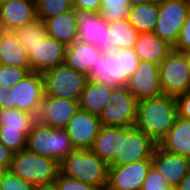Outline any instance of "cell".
<instances>
[{
    "mask_svg": "<svg viewBox=\"0 0 190 190\" xmlns=\"http://www.w3.org/2000/svg\"><path fill=\"white\" fill-rule=\"evenodd\" d=\"M177 117L175 97L162 94L138 101L134 126L158 144L175 124Z\"/></svg>",
    "mask_w": 190,
    "mask_h": 190,
    "instance_id": "1",
    "label": "cell"
},
{
    "mask_svg": "<svg viewBox=\"0 0 190 190\" xmlns=\"http://www.w3.org/2000/svg\"><path fill=\"white\" fill-rule=\"evenodd\" d=\"M26 149L41 156L54 159L59 163L76 150L66 129L53 128L39 121L27 136Z\"/></svg>",
    "mask_w": 190,
    "mask_h": 190,
    "instance_id": "5",
    "label": "cell"
},
{
    "mask_svg": "<svg viewBox=\"0 0 190 190\" xmlns=\"http://www.w3.org/2000/svg\"><path fill=\"white\" fill-rule=\"evenodd\" d=\"M178 116L190 120V90L175 97Z\"/></svg>",
    "mask_w": 190,
    "mask_h": 190,
    "instance_id": "39",
    "label": "cell"
},
{
    "mask_svg": "<svg viewBox=\"0 0 190 190\" xmlns=\"http://www.w3.org/2000/svg\"><path fill=\"white\" fill-rule=\"evenodd\" d=\"M129 0H101L99 14L107 22H115L128 19Z\"/></svg>",
    "mask_w": 190,
    "mask_h": 190,
    "instance_id": "31",
    "label": "cell"
},
{
    "mask_svg": "<svg viewBox=\"0 0 190 190\" xmlns=\"http://www.w3.org/2000/svg\"><path fill=\"white\" fill-rule=\"evenodd\" d=\"M44 94L43 73L31 71L10 89L0 86V109L16 108L38 116Z\"/></svg>",
    "mask_w": 190,
    "mask_h": 190,
    "instance_id": "4",
    "label": "cell"
},
{
    "mask_svg": "<svg viewBox=\"0 0 190 190\" xmlns=\"http://www.w3.org/2000/svg\"><path fill=\"white\" fill-rule=\"evenodd\" d=\"M35 185L8 170L0 177V190H34Z\"/></svg>",
    "mask_w": 190,
    "mask_h": 190,
    "instance_id": "36",
    "label": "cell"
},
{
    "mask_svg": "<svg viewBox=\"0 0 190 190\" xmlns=\"http://www.w3.org/2000/svg\"><path fill=\"white\" fill-rule=\"evenodd\" d=\"M141 190H174V188L171 187L160 172L151 165Z\"/></svg>",
    "mask_w": 190,
    "mask_h": 190,
    "instance_id": "35",
    "label": "cell"
},
{
    "mask_svg": "<svg viewBox=\"0 0 190 190\" xmlns=\"http://www.w3.org/2000/svg\"><path fill=\"white\" fill-rule=\"evenodd\" d=\"M113 50L133 48L139 31L128 19L108 23Z\"/></svg>",
    "mask_w": 190,
    "mask_h": 190,
    "instance_id": "29",
    "label": "cell"
},
{
    "mask_svg": "<svg viewBox=\"0 0 190 190\" xmlns=\"http://www.w3.org/2000/svg\"><path fill=\"white\" fill-rule=\"evenodd\" d=\"M72 8H80L93 13H99L101 0H72Z\"/></svg>",
    "mask_w": 190,
    "mask_h": 190,
    "instance_id": "40",
    "label": "cell"
},
{
    "mask_svg": "<svg viewBox=\"0 0 190 190\" xmlns=\"http://www.w3.org/2000/svg\"><path fill=\"white\" fill-rule=\"evenodd\" d=\"M44 96L79 101L88 77L65 64L48 69L43 73Z\"/></svg>",
    "mask_w": 190,
    "mask_h": 190,
    "instance_id": "7",
    "label": "cell"
},
{
    "mask_svg": "<svg viewBox=\"0 0 190 190\" xmlns=\"http://www.w3.org/2000/svg\"><path fill=\"white\" fill-rule=\"evenodd\" d=\"M159 81L162 93L178 96L190 90V69L185 54L172 50L159 64Z\"/></svg>",
    "mask_w": 190,
    "mask_h": 190,
    "instance_id": "8",
    "label": "cell"
},
{
    "mask_svg": "<svg viewBox=\"0 0 190 190\" xmlns=\"http://www.w3.org/2000/svg\"><path fill=\"white\" fill-rule=\"evenodd\" d=\"M0 142L14 153L27 147V137L20 130L5 129V126H0Z\"/></svg>",
    "mask_w": 190,
    "mask_h": 190,
    "instance_id": "33",
    "label": "cell"
},
{
    "mask_svg": "<svg viewBox=\"0 0 190 190\" xmlns=\"http://www.w3.org/2000/svg\"><path fill=\"white\" fill-rule=\"evenodd\" d=\"M189 9L188 0L159 1V14L153 33L174 48Z\"/></svg>",
    "mask_w": 190,
    "mask_h": 190,
    "instance_id": "10",
    "label": "cell"
},
{
    "mask_svg": "<svg viewBox=\"0 0 190 190\" xmlns=\"http://www.w3.org/2000/svg\"><path fill=\"white\" fill-rule=\"evenodd\" d=\"M38 122L36 114L12 109H0V126L5 129L20 130L26 137Z\"/></svg>",
    "mask_w": 190,
    "mask_h": 190,
    "instance_id": "28",
    "label": "cell"
},
{
    "mask_svg": "<svg viewBox=\"0 0 190 190\" xmlns=\"http://www.w3.org/2000/svg\"><path fill=\"white\" fill-rule=\"evenodd\" d=\"M8 170L9 168L4 163L0 162V177L4 175Z\"/></svg>",
    "mask_w": 190,
    "mask_h": 190,
    "instance_id": "45",
    "label": "cell"
},
{
    "mask_svg": "<svg viewBox=\"0 0 190 190\" xmlns=\"http://www.w3.org/2000/svg\"><path fill=\"white\" fill-rule=\"evenodd\" d=\"M158 144L168 152L190 159V120L178 116L175 124Z\"/></svg>",
    "mask_w": 190,
    "mask_h": 190,
    "instance_id": "23",
    "label": "cell"
},
{
    "mask_svg": "<svg viewBox=\"0 0 190 190\" xmlns=\"http://www.w3.org/2000/svg\"><path fill=\"white\" fill-rule=\"evenodd\" d=\"M101 126L97 115L78 109L65 129L75 149H91Z\"/></svg>",
    "mask_w": 190,
    "mask_h": 190,
    "instance_id": "14",
    "label": "cell"
},
{
    "mask_svg": "<svg viewBox=\"0 0 190 190\" xmlns=\"http://www.w3.org/2000/svg\"><path fill=\"white\" fill-rule=\"evenodd\" d=\"M77 40L97 46L102 51L113 50L108 23L99 13L74 8Z\"/></svg>",
    "mask_w": 190,
    "mask_h": 190,
    "instance_id": "12",
    "label": "cell"
},
{
    "mask_svg": "<svg viewBox=\"0 0 190 190\" xmlns=\"http://www.w3.org/2000/svg\"><path fill=\"white\" fill-rule=\"evenodd\" d=\"M173 49L182 53L190 51V9L180 31L177 44Z\"/></svg>",
    "mask_w": 190,
    "mask_h": 190,
    "instance_id": "38",
    "label": "cell"
},
{
    "mask_svg": "<svg viewBox=\"0 0 190 190\" xmlns=\"http://www.w3.org/2000/svg\"><path fill=\"white\" fill-rule=\"evenodd\" d=\"M48 37L55 39L66 47L77 40V23L74 8L66 13L45 20Z\"/></svg>",
    "mask_w": 190,
    "mask_h": 190,
    "instance_id": "24",
    "label": "cell"
},
{
    "mask_svg": "<svg viewBox=\"0 0 190 190\" xmlns=\"http://www.w3.org/2000/svg\"><path fill=\"white\" fill-rule=\"evenodd\" d=\"M184 54H185V58H186L187 64H188L189 69H190V51L184 52Z\"/></svg>",
    "mask_w": 190,
    "mask_h": 190,
    "instance_id": "46",
    "label": "cell"
},
{
    "mask_svg": "<svg viewBox=\"0 0 190 190\" xmlns=\"http://www.w3.org/2000/svg\"><path fill=\"white\" fill-rule=\"evenodd\" d=\"M174 190H190V169Z\"/></svg>",
    "mask_w": 190,
    "mask_h": 190,
    "instance_id": "42",
    "label": "cell"
},
{
    "mask_svg": "<svg viewBox=\"0 0 190 190\" xmlns=\"http://www.w3.org/2000/svg\"><path fill=\"white\" fill-rule=\"evenodd\" d=\"M78 109L79 101L44 96L37 117L44 125L65 129Z\"/></svg>",
    "mask_w": 190,
    "mask_h": 190,
    "instance_id": "16",
    "label": "cell"
},
{
    "mask_svg": "<svg viewBox=\"0 0 190 190\" xmlns=\"http://www.w3.org/2000/svg\"><path fill=\"white\" fill-rule=\"evenodd\" d=\"M112 90L105 84L88 81L79 99V109L99 116L109 102Z\"/></svg>",
    "mask_w": 190,
    "mask_h": 190,
    "instance_id": "26",
    "label": "cell"
},
{
    "mask_svg": "<svg viewBox=\"0 0 190 190\" xmlns=\"http://www.w3.org/2000/svg\"><path fill=\"white\" fill-rule=\"evenodd\" d=\"M13 32L27 53H29L40 40L48 36L45 21L40 19H36L32 23L19 27L13 30Z\"/></svg>",
    "mask_w": 190,
    "mask_h": 190,
    "instance_id": "30",
    "label": "cell"
},
{
    "mask_svg": "<svg viewBox=\"0 0 190 190\" xmlns=\"http://www.w3.org/2000/svg\"><path fill=\"white\" fill-rule=\"evenodd\" d=\"M9 170L34 185L50 183L59 174V162L28 151L15 152Z\"/></svg>",
    "mask_w": 190,
    "mask_h": 190,
    "instance_id": "6",
    "label": "cell"
},
{
    "mask_svg": "<svg viewBox=\"0 0 190 190\" xmlns=\"http://www.w3.org/2000/svg\"><path fill=\"white\" fill-rule=\"evenodd\" d=\"M157 143L135 126L122 127L121 152L109 166H123L132 162L152 159Z\"/></svg>",
    "mask_w": 190,
    "mask_h": 190,
    "instance_id": "11",
    "label": "cell"
},
{
    "mask_svg": "<svg viewBox=\"0 0 190 190\" xmlns=\"http://www.w3.org/2000/svg\"><path fill=\"white\" fill-rule=\"evenodd\" d=\"M30 72V67L0 65V86H6L10 89Z\"/></svg>",
    "mask_w": 190,
    "mask_h": 190,
    "instance_id": "34",
    "label": "cell"
},
{
    "mask_svg": "<svg viewBox=\"0 0 190 190\" xmlns=\"http://www.w3.org/2000/svg\"><path fill=\"white\" fill-rule=\"evenodd\" d=\"M66 46L51 37H46L28 53L30 70L44 73L46 70L64 64Z\"/></svg>",
    "mask_w": 190,
    "mask_h": 190,
    "instance_id": "17",
    "label": "cell"
},
{
    "mask_svg": "<svg viewBox=\"0 0 190 190\" xmlns=\"http://www.w3.org/2000/svg\"><path fill=\"white\" fill-rule=\"evenodd\" d=\"M37 19L35 0H6L0 3V23L13 31Z\"/></svg>",
    "mask_w": 190,
    "mask_h": 190,
    "instance_id": "19",
    "label": "cell"
},
{
    "mask_svg": "<svg viewBox=\"0 0 190 190\" xmlns=\"http://www.w3.org/2000/svg\"><path fill=\"white\" fill-rule=\"evenodd\" d=\"M58 190H100L99 188L62 175L60 172L55 180Z\"/></svg>",
    "mask_w": 190,
    "mask_h": 190,
    "instance_id": "37",
    "label": "cell"
},
{
    "mask_svg": "<svg viewBox=\"0 0 190 190\" xmlns=\"http://www.w3.org/2000/svg\"><path fill=\"white\" fill-rule=\"evenodd\" d=\"M59 172L67 177L106 190L109 165L90 149H76L59 163Z\"/></svg>",
    "mask_w": 190,
    "mask_h": 190,
    "instance_id": "3",
    "label": "cell"
},
{
    "mask_svg": "<svg viewBox=\"0 0 190 190\" xmlns=\"http://www.w3.org/2000/svg\"><path fill=\"white\" fill-rule=\"evenodd\" d=\"M34 190H58L57 184L55 181L50 183L38 184L35 185Z\"/></svg>",
    "mask_w": 190,
    "mask_h": 190,
    "instance_id": "43",
    "label": "cell"
},
{
    "mask_svg": "<svg viewBox=\"0 0 190 190\" xmlns=\"http://www.w3.org/2000/svg\"><path fill=\"white\" fill-rule=\"evenodd\" d=\"M154 1L156 0H129V4L130 6H133V5L147 4Z\"/></svg>",
    "mask_w": 190,
    "mask_h": 190,
    "instance_id": "44",
    "label": "cell"
},
{
    "mask_svg": "<svg viewBox=\"0 0 190 190\" xmlns=\"http://www.w3.org/2000/svg\"><path fill=\"white\" fill-rule=\"evenodd\" d=\"M151 165V159H145L123 166H109L106 190H141Z\"/></svg>",
    "mask_w": 190,
    "mask_h": 190,
    "instance_id": "13",
    "label": "cell"
},
{
    "mask_svg": "<svg viewBox=\"0 0 190 190\" xmlns=\"http://www.w3.org/2000/svg\"><path fill=\"white\" fill-rule=\"evenodd\" d=\"M13 154H14V152H12L10 149L6 148L0 142V162L4 163L8 168H10V166H11Z\"/></svg>",
    "mask_w": 190,
    "mask_h": 190,
    "instance_id": "41",
    "label": "cell"
},
{
    "mask_svg": "<svg viewBox=\"0 0 190 190\" xmlns=\"http://www.w3.org/2000/svg\"><path fill=\"white\" fill-rule=\"evenodd\" d=\"M37 19L46 20L72 10V0H35Z\"/></svg>",
    "mask_w": 190,
    "mask_h": 190,
    "instance_id": "32",
    "label": "cell"
},
{
    "mask_svg": "<svg viewBox=\"0 0 190 190\" xmlns=\"http://www.w3.org/2000/svg\"><path fill=\"white\" fill-rule=\"evenodd\" d=\"M0 65L30 67L28 53L13 31H3L0 36Z\"/></svg>",
    "mask_w": 190,
    "mask_h": 190,
    "instance_id": "25",
    "label": "cell"
},
{
    "mask_svg": "<svg viewBox=\"0 0 190 190\" xmlns=\"http://www.w3.org/2000/svg\"><path fill=\"white\" fill-rule=\"evenodd\" d=\"M4 31L3 27H2V24L0 23V36H1V33Z\"/></svg>",
    "mask_w": 190,
    "mask_h": 190,
    "instance_id": "47",
    "label": "cell"
},
{
    "mask_svg": "<svg viewBox=\"0 0 190 190\" xmlns=\"http://www.w3.org/2000/svg\"><path fill=\"white\" fill-rule=\"evenodd\" d=\"M102 52L95 45L76 40L67 46L64 64L78 72L88 75L98 59H102Z\"/></svg>",
    "mask_w": 190,
    "mask_h": 190,
    "instance_id": "20",
    "label": "cell"
},
{
    "mask_svg": "<svg viewBox=\"0 0 190 190\" xmlns=\"http://www.w3.org/2000/svg\"><path fill=\"white\" fill-rule=\"evenodd\" d=\"M139 62L133 48L103 51L102 59H98L89 71L88 81L105 84L113 89L127 86Z\"/></svg>",
    "mask_w": 190,
    "mask_h": 190,
    "instance_id": "2",
    "label": "cell"
},
{
    "mask_svg": "<svg viewBox=\"0 0 190 190\" xmlns=\"http://www.w3.org/2000/svg\"><path fill=\"white\" fill-rule=\"evenodd\" d=\"M138 100L126 86H118L98 116L102 126H134Z\"/></svg>",
    "mask_w": 190,
    "mask_h": 190,
    "instance_id": "9",
    "label": "cell"
},
{
    "mask_svg": "<svg viewBox=\"0 0 190 190\" xmlns=\"http://www.w3.org/2000/svg\"><path fill=\"white\" fill-rule=\"evenodd\" d=\"M159 14V2L133 5L129 8L128 20L139 33L153 32Z\"/></svg>",
    "mask_w": 190,
    "mask_h": 190,
    "instance_id": "27",
    "label": "cell"
},
{
    "mask_svg": "<svg viewBox=\"0 0 190 190\" xmlns=\"http://www.w3.org/2000/svg\"><path fill=\"white\" fill-rule=\"evenodd\" d=\"M121 145L122 127L101 126L90 150L110 165L121 152Z\"/></svg>",
    "mask_w": 190,
    "mask_h": 190,
    "instance_id": "22",
    "label": "cell"
},
{
    "mask_svg": "<svg viewBox=\"0 0 190 190\" xmlns=\"http://www.w3.org/2000/svg\"><path fill=\"white\" fill-rule=\"evenodd\" d=\"M133 49L140 61H149L159 65L173 50V47L157 34L146 32L138 34Z\"/></svg>",
    "mask_w": 190,
    "mask_h": 190,
    "instance_id": "21",
    "label": "cell"
},
{
    "mask_svg": "<svg viewBox=\"0 0 190 190\" xmlns=\"http://www.w3.org/2000/svg\"><path fill=\"white\" fill-rule=\"evenodd\" d=\"M126 87L138 101L162 95L159 65L149 61H140Z\"/></svg>",
    "mask_w": 190,
    "mask_h": 190,
    "instance_id": "15",
    "label": "cell"
},
{
    "mask_svg": "<svg viewBox=\"0 0 190 190\" xmlns=\"http://www.w3.org/2000/svg\"><path fill=\"white\" fill-rule=\"evenodd\" d=\"M152 165L174 189L190 169V159L164 150L157 144L152 156Z\"/></svg>",
    "mask_w": 190,
    "mask_h": 190,
    "instance_id": "18",
    "label": "cell"
}]
</instances>
